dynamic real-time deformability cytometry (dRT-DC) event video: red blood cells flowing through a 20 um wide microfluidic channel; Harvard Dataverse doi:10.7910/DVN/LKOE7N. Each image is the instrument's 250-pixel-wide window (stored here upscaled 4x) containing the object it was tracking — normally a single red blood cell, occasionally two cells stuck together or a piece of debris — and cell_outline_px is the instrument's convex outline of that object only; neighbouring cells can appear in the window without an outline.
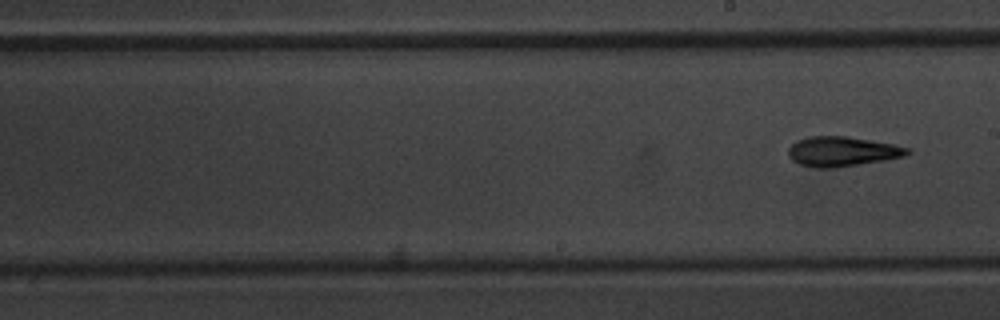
{"species": "common noctule bat (a hibernating species)", "species_latin": "Nyctalus noctula", "temperature_condition": "warm", "stored_images_in_passage": 34, "segment_of_instrument_passage": [2, 2], "camera_frame_rate_fps": 3000, "um_per_image_px": 0.085, "animal": {"sex": "male", "body_mass_g": 20.1, "forearm_length_mm": 53.5}, "frame": {"image": 1, "passage_image": 34, "time_ms": 11.0, "image_size_px": [1000, 320], "cell_outline_px": [[912, 152], [904, 156], [884, 160], [836, 168], [816, 168], [800, 164], [792, 160], [788, 156], [788, 148], [796, 140], [808, 136], [844, 136], [892, 144], [912, 148]], "centroid_in_image_um": [71.57, 12.88], "position_along_channel_um": 217.4, "area_um2": 20.69}}